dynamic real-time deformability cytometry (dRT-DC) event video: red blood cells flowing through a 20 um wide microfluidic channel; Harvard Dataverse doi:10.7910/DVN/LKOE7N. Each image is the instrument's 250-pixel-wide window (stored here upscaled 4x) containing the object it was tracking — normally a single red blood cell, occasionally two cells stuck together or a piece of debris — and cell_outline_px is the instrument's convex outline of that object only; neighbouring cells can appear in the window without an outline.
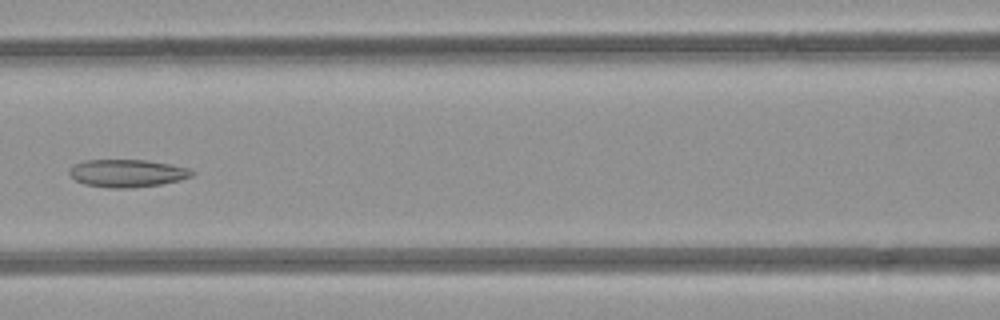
{"species": "common noctule bat (a hibernating species)", "species_latin": "Nyctalus noctula", "temperature_condition": "room temperature", "stored_images_in_passage": 6, "camera_frame_rate_fps": 3000, "um_per_image_px": 0.085, "animal": {"sex": "female", "body_mass_g": 21.9}, "frame": {"image": 1, "passage_image": 6, "time_ms": 5.667, "image_size_px": [1000, 320], "cell_outline_px": [[196, 172], [192, 176], [180, 180], [160, 184], [128, 188], [108, 188], [84, 184], [76, 180], [68, 172], [76, 164], [84, 160], [144, 160], [168, 164], [188, 168]], "centroid_in_image_um": [10.82, 14.73], "position_along_channel_um": 155.8, "area_um2": 19.54}}